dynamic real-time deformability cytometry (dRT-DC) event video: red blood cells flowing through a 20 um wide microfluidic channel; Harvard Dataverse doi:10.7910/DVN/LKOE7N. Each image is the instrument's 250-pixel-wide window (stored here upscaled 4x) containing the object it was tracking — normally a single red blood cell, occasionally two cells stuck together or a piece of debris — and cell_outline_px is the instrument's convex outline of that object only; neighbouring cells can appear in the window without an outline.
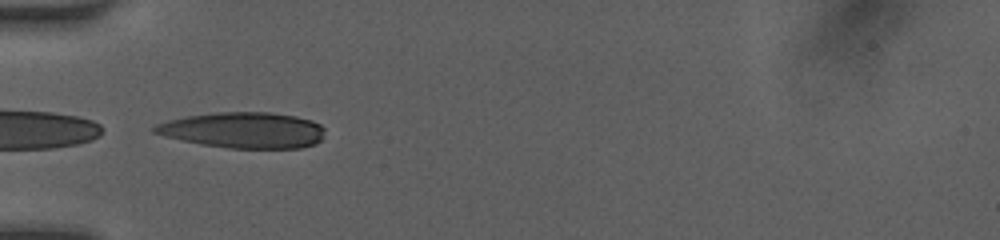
{"species": "human", "species_latin": "Homo sapiens", "temperature_condition": "room temperature", "stored_images_in_passage": 29, "camera_frame_rate_fps": 3000, "um_per_image_px": 0.085, "donor": {"sex": "female"}, "frame": {"image": 1, "passage_image": 1, "time_ms": 0.0, "image_size_px": [1000, 240], "cell_outline_px": [[324, 128], [320, 140], [316, 144], [300, 148], [228, 148], [200, 144], [164, 136], [152, 132], [152, 128], [156, 124], [168, 120], [188, 116], [216, 112], [268, 112], [296, 116], [312, 120], [320, 124]], "centroid_in_image_um": [20.69, 11.06], "position_along_channel_um": 64.3, "area_um2": 35.6}}
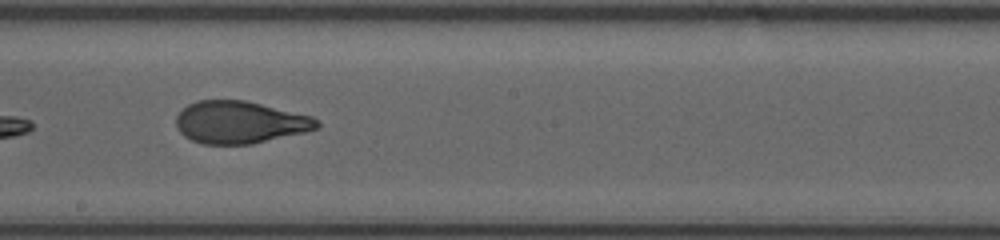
{"frame": {"image": 2, "passage_image": 13, "time_ms": 4.0, "image_size_px": [1000, 240], "cell_outline_px": [[320, 128], [304, 132], [252, 144], [204, 144], [192, 140], [184, 136], [176, 128], [176, 116], [188, 104], [196, 100], [244, 100], [312, 116], [320, 124]], "centroid_in_image_um": [20.37, 10.39], "position_along_channel_um": 227.8, "area_um2": 34.62}}
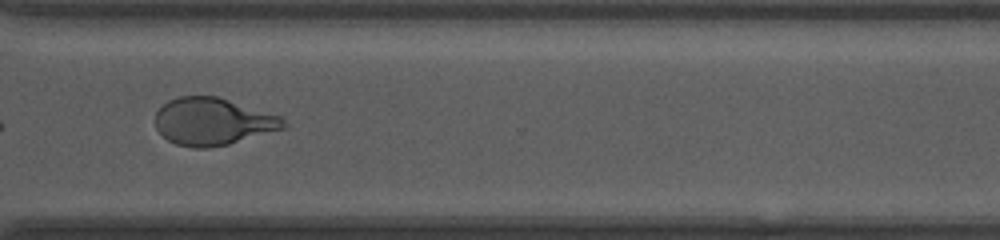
{"frame": {"image": 3, "passage_image": 22, "time_ms": 7.0, "image_size_px": [1000, 240], "cell_outline_px": [[288, 124], [284, 128], [228, 144], [208, 148], [192, 148], [176, 144], [168, 140], [156, 128], [156, 112], [168, 100], [180, 96], [216, 96], [284, 116]], "centroid_in_image_um": [18.12, 10.32], "position_along_channel_um": 352.5, "area_um2": 35.37}, "authors_computed_cell_mechanics": {"area_um2": 35.3736, "velocity_mm_per_s": 4.1746, "shape_relaxation_time_tau1_ms": 5.2851, "shape_relaxation_time_tau2_ms": 1.1274, "deformation_change_tau1": 0.2278, "deformation_change_tau2": 0.0856}}